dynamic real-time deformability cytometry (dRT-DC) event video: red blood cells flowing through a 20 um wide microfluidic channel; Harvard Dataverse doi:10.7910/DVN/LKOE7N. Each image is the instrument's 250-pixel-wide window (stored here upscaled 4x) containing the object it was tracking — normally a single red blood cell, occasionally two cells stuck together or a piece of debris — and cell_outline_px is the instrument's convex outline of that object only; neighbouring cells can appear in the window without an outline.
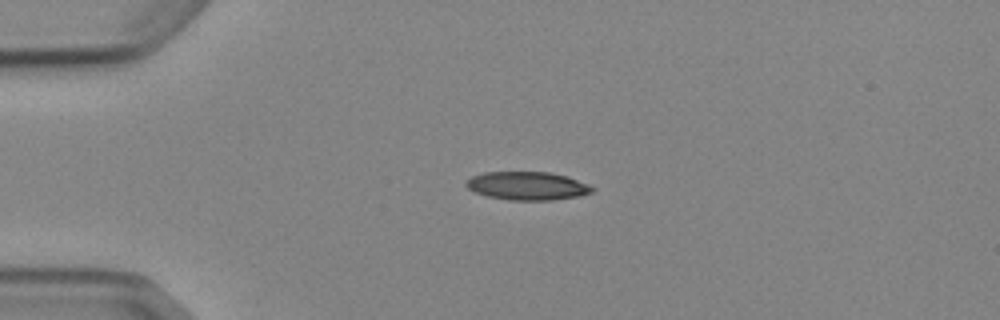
{"species": "Egyptian fruit bat (a non-hibernating species)", "species_latin": "Rousettus aegyptiacus", "temperature_condition": "cold", "stored_images_in_passage": 4, "camera_frame_rate_fps": 3000, "um_per_image_px": 0.085, "animal": {"sex": "female"}, "frame": {"image": 1, "passage_image": 2, "time_ms": 1.0, "image_size_px": [1000, 320], "cell_outline_px": [[596, 188], [592, 192], [580, 196], [552, 200], [508, 200], [488, 196], [476, 192], [468, 188], [464, 184], [472, 176], [484, 172], [552, 172], [568, 176], [588, 184]], "centroid_in_image_um": [44.86, 15.79], "position_along_channel_um": 40.1, "area_um2": 20.87}}
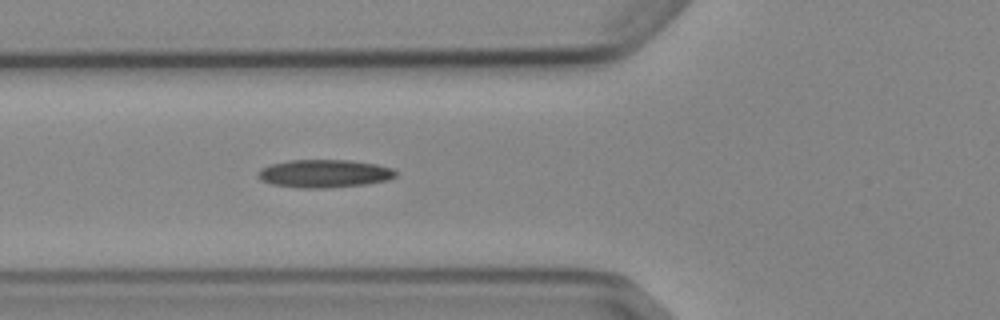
{"frame": {"image": 2, "passage_image": 4, "time_ms": 3.333, "image_size_px": [1000, 320], "cell_outline_px": [[396, 176], [388, 180], [364, 184], [324, 188], [296, 188], [272, 184], [260, 180], [256, 176], [256, 172], [260, 168], [272, 164], [288, 160], [352, 160], [376, 164], [392, 168], [396, 172]], "centroid_in_image_um": [27.52, 14.75], "position_along_channel_um": 98.3, "area_um2": 22.6}}